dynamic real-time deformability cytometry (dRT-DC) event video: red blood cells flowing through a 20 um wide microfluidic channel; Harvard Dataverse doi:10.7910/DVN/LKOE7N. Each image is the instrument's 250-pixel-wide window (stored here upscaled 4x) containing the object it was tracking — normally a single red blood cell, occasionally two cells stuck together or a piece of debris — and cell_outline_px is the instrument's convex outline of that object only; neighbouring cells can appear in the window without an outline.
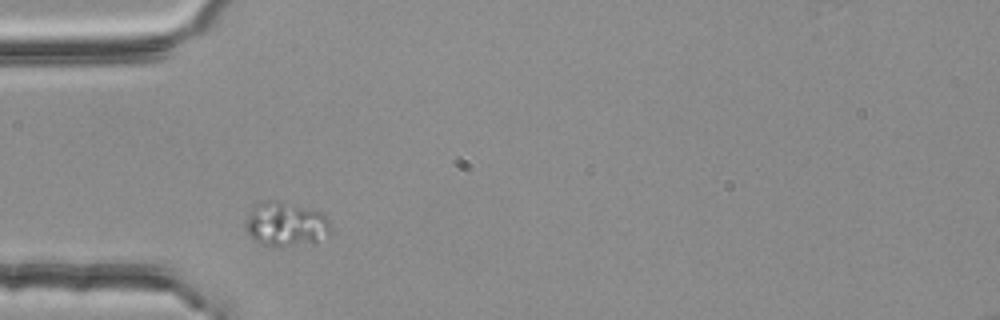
{"species": "common noctule bat (a hibernating species)", "species_latin": "Nyctalus noctula", "temperature_condition": "room temperature", "stored_images_in_passage": 3, "camera_frame_rate_fps": 3000, "um_per_image_px": 0.085, "animal": {"sex": "female", "body_mass_g": 25.1}, "frame": {"image": 1, "passage_image": 1, "time_ms": 0.0, "image_size_px": [1000, 320], "cell_outline_px": [[332, 232], [316, 240], [280, 248], [268, 248], [252, 240], [244, 228], [244, 220], [248, 212], [256, 204], [264, 200], [276, 200], [324, 212], [332, 228]], "centroid_in_image_um": [24.22, 19.06], "position_along_channel_um": 60.8, "area_um2": 22.54}}
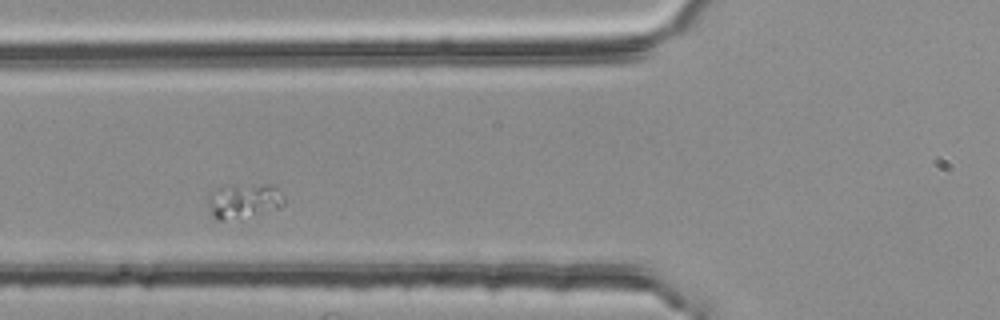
{"frame": {"image": 2, "passage_image": 2, "time_ms": 0.333, "image_size_px": [1000, 320], "cell_outline_px": [[284, 204], [280, 208], [224, 220], [216, 220], [212, 216], [208, 208], [208, 192], [216, 188], [232, 184], [272, 184], [284, 196]], "centroid_in_image_um": [20.68, 17.03], "position_along_channel_um": 105.1, "area_um2": 15.55}}